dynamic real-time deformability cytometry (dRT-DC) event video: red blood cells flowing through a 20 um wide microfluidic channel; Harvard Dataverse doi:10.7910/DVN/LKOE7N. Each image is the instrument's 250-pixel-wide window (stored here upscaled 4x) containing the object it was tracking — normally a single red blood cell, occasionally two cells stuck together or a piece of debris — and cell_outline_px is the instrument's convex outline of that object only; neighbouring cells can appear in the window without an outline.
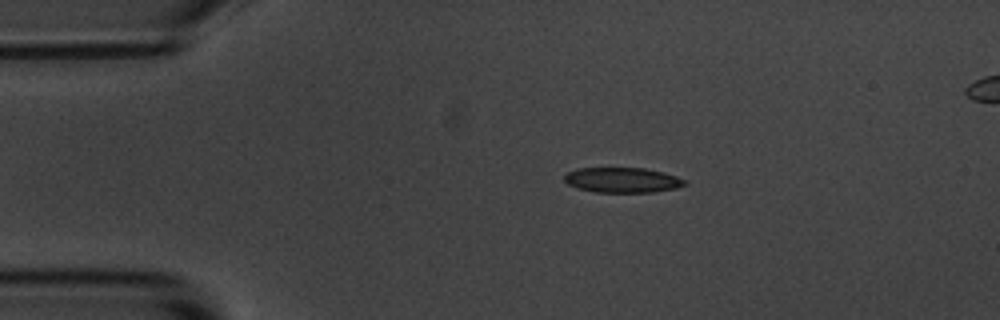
{"species": "common noctule bat (a hibernating species)", "species_latin": "Nyctalus noctula", "temperature_condition": "room temperature", "stored_images_in_passage": 5, "camera_frame_rate_fps": 3000, "um_per_image_px": 0.085, "animal": {"sex": "male", "body_mass_g": 20.1, "forearm_length_mm": 53.5}, "frame": {"image": 1, "passage_image": 3, "time_ms": 2.333, "image_size_px": [1000, 320], "cell_outline_px": [[688, 184], [676, 188], [652, 192], [596, 192], [576, 188], [568, 184], [564, 180], [564, 172], [576, 168], [644, 168], [664, 172], [688, 180]], "centroid_in_image_um": [52.89, 15.3], "position_along_channel_um": 32.1, "area_um2": 17.86}}